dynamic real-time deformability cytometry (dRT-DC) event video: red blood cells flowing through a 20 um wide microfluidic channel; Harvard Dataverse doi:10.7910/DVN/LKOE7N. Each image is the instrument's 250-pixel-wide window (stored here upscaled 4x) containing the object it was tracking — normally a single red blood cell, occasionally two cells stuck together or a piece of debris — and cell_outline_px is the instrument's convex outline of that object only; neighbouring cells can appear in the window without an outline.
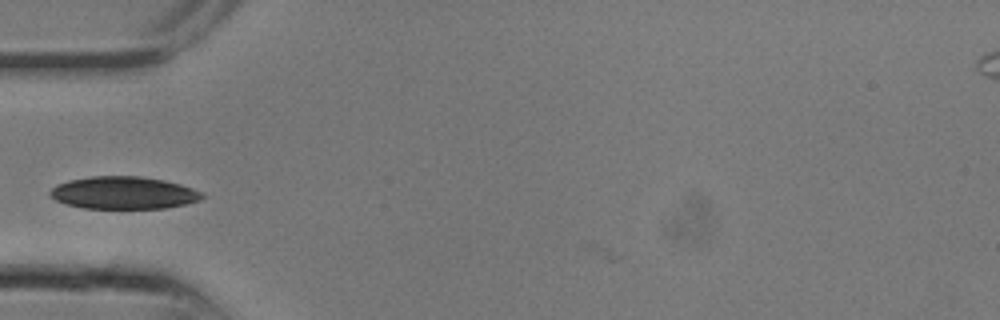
{"species": "common noctule bat (a hibernating species)", "species_latin": "Nyctalus noctula", "temperature_condition": "room temperature", "stored_images_in_passage": 9, "camera_frame_rate_fps": 3000, "um_per_image_px": 0.085, "animal": {"sex": "male", "body_mass_g": 13.3}, "frame": {"image": 1, "passage_image": 2, "time_ms": 0.333, "image_size_px": [1000, 320], "cell_outline_px": [[204, 196], [200, 200], [184, 204], [164, 208], [84, 208], [68, 204], [56, 200], [48, 192], [52, 188], [68, 180], [92, 176], [140, 176], [164, 180], [180, 184], [192, 188], [200, 192]], "centroid_in_image_um": [10.51, 16.38], "position_along_channel_um": 74.5, "area_um2": 28.44}}
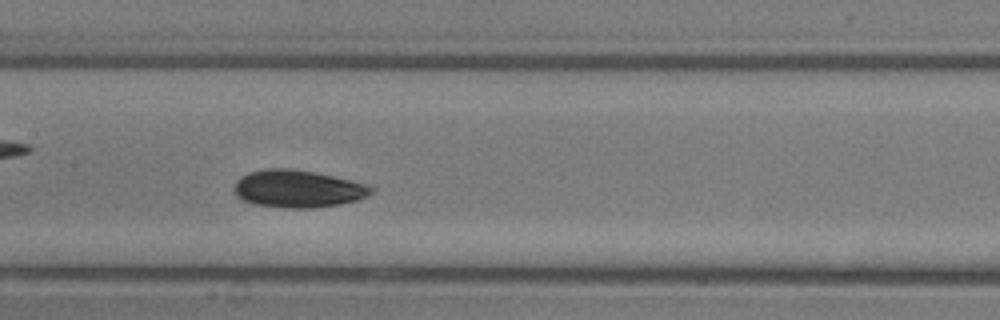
{"frame": {"image": 2, "passage_image": 6, "time_ms": 1.667, "image_size_px": [1000, 320], "cell_outline_px": [[376, 192], [368, 196], [356, 200], [340, 204], [312, 208], [288, 208], [256, 204], [240, 200], [232, 192], [232, 188], [236, 180], [240, 176], [248, 172], [264, 168], [288, 168], [312, 172], [352, 180], [368, 184], [376, 188]], "centroid_in_image_um": [25.3, 16.04], "position_along_channel_um": 182.1, "area_um2": 30.35}}
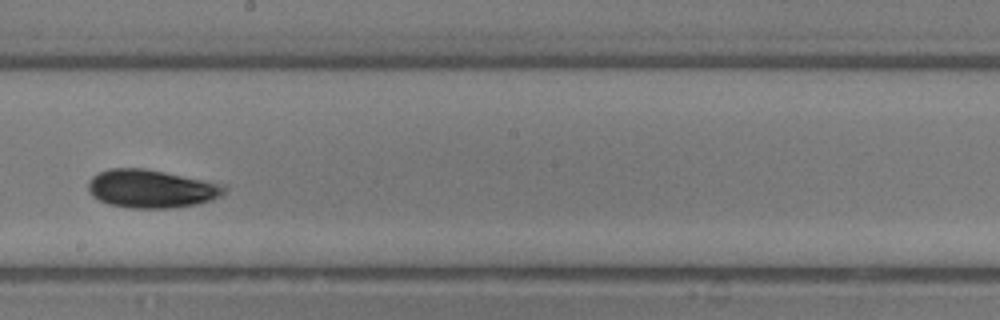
{"frame": {"image": 3, "passage_image": 8, "time_ms": 2.333, "image_size_px": [1000, 320], "cell_outline_px": [[228, 188], [220, 196], [212, 200], [196, 204], [176, 208], [132, 208], [108, 204], [92, 196], [88, 192], [88, 180], [92, 176], [108, 168], [144, 168], [208, 180], [228, 184]], "centroid_in_image_um": [12.89, 16.04], "position_along_channel_um": 235.3, "area_um2": 30.75}}